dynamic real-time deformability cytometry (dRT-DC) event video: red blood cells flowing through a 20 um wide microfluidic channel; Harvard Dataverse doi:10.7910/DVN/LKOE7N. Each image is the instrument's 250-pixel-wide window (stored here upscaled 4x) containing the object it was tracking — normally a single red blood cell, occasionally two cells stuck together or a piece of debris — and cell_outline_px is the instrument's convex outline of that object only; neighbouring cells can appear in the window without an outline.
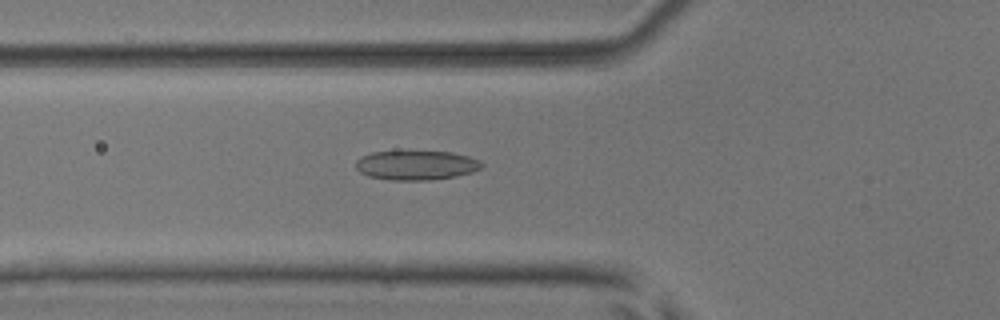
{"species": "common noctule bat (a hibernating species)", "species_latin": "Nyctalus noctula", "temperature_condition": "room temperature", "stored_images_in_passage": 52, "camera_frame_rate_fps": 3000, "um_per_image_px": 0.085, "animal": {"sex": "male", "body_mass_g": 17.9, "forearm_length_mm": 54.2}, "frame": {"image": 1, "passage_image": 19, "time_ms": 6.0, "image_size_px": [1000, 320], "cell_outline_px": [[484, 164], [480, 168], [472, 172], [456, 176], [432, 180], [388, 180], [368, 176], [360, 172], [356, 168], [356, 160], [360, 156], [372, 152], [452, 152], [468, 156], [480, 160]], "centroid_in_image_um": [35.37, 14.05], "position_along_channel_um": 90.4, "area_um2": 21.56}}
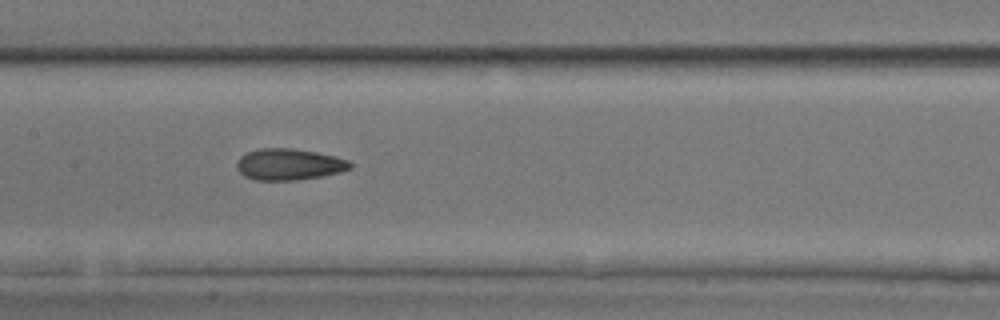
{"frame": {"image": 2, "passage_image": 26, "time_ms": 8.333, "image_size_px": [1000, 320], "cell_outline_px": [[352, 168], [340, 172], [320, 176], [296, 180], [256, 180], [244, 176], [236, 168], [236, 164], [240, 156], [248, 152], [260, 148], [292, 148], [316, 152], [348, 160], [352, 164]], "centroid_in_image_um": [24.54, 13.97], "position_along_channel_um": 182.9, "area_um2": 20.63}}
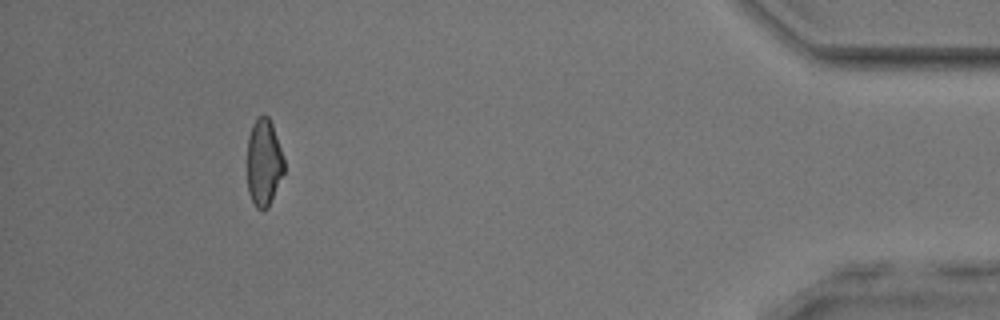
{"frame": {"image": 3, "passage_image": 48, "time_ms": 15.667, "image_size_px": [1000, 320], "cell_outline_px": [[284, 172], [268, 208], [256, 208], [248, 192], [248, 136], [252, 124], [260, 116], [268, 116], [272, 124], [284, 160]], "centroid_in_image_um": [22.42, 13.82], "position_along_channel_um": 412.8, "area_um2": 18.38}, "authors_computed_cell_mechanics": {"area_um2": 20.5768, "velocity_mm_per_s": 3.9507, "shape_relaxation_time_tau1_ms": null, "shape_relaxation_time_tau2_ms": 2.6924, "deformation_change_tau1": null, "deformation_change_tau2": 0.1091}}